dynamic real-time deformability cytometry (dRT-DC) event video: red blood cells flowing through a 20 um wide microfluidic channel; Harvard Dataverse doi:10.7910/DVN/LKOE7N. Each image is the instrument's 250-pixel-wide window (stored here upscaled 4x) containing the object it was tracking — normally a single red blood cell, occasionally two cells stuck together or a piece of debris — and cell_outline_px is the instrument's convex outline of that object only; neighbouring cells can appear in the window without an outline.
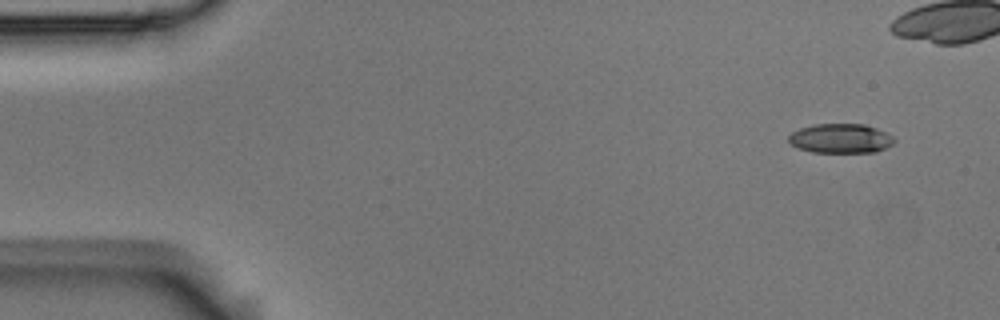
{"species": "Egyptian fruit bat (a non-hibernating species)", "species_latin": "Rousettus aegyptiacus", "temperature_condition": "room temperature", "stored_images_in_passage": 9, "camera_frame_rate_fps": 3000, "um_per_image_px": 0.085, "animal": {"sex": "male"}, "frame": {"image": 1, "passage_image": 1, "time_ms": 0.0, "image_size_px": [1000, 320], "cell_outline_px": [[896, 140], [892, 144], [876, 152], [812, 152], [796, 148], [788, 140], [788, 136], [792, 132], [800, 128], [812, 124], [864, 124], [876, 128], [892, 136]], "centroid_in_image_um": [71.42, 11.76], "position_along_channel_um": 13.6, "area_um2": 18.09}}